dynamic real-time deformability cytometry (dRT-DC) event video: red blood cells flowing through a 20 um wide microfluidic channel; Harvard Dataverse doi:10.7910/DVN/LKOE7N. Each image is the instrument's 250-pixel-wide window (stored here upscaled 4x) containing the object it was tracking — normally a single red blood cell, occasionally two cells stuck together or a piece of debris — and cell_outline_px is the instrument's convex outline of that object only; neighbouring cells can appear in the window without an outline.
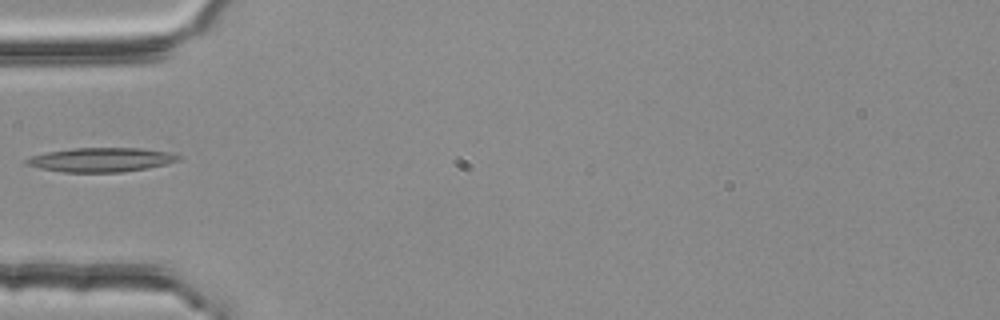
{"species": "common noctule bat (a hibernating species)", "species_latin": "Nyctalus noctula", "temperature_condition": "room temperature", "stored_images_in_passage": 32, "camera_frame_rate_fps": 3000, "um_per_image_px": 0.085, "animal": {"sex": "female", "body_mass_g": 25.1}, "frame": {"image": 1, "passage_image": 1, "time_ms": 0.0, "image_size_px": [1000, 320], "cell_outline_px": [[184, 156], [180, 160], [148, 168], [120, 172], [64, 172], [40, 168], [24, 164], [24, 160], [32, 156], [48, 152], [72, 148], [140, 148], [168, 152]], "centroid_in_image_um": [8.61, 13.58], "position_along_channel_um": 76.4, "area_um2": 21.33}}
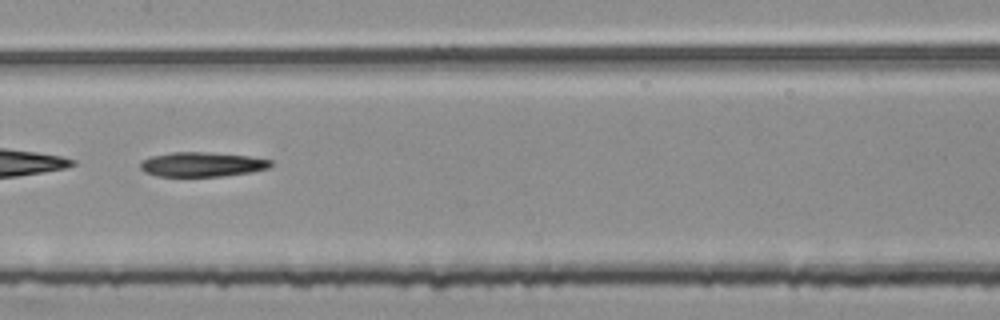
{"frame": {"image": 2, "passage_image": 10, "time_ms": 3.0, "image_size_px": [1000, 320], "cell_outline_px": [[272, 164], [268, 168], [252, 172], [224, 176], [156, 176], [144, 172], [140, 168], [140, 164], [144, 160], [152, 156], [172, 152], [208, 152], [252, 156], [272, 160]], "centroid_in_image_um": [17.2, 13.97], "position_along_channel_um": 190.2, "area_um2": 18.73}}
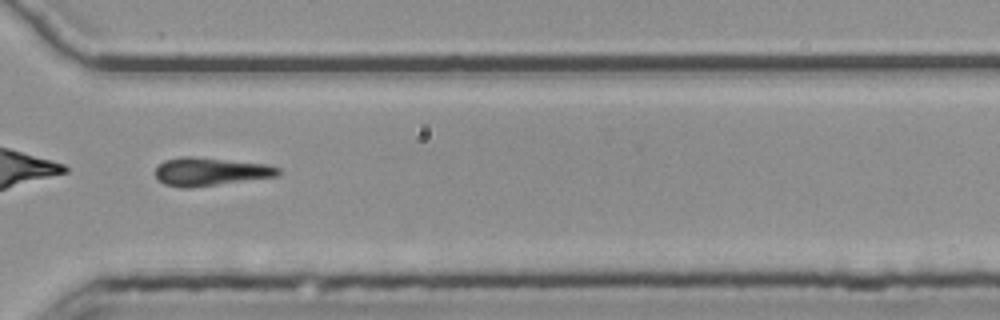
{"frame": {"image": 3, "passage_image": 23, "time_ms": 7.333, "image_size_px": [1000, 320], "cell_outline_px": [[280, 176], [192, 188], [180, 188], [164, 184], [156, 176], [156, 168], [164, 160], [180, 156], [192, 156], [268, 164], [280, 168]], "centroid_in_image_um": [17.9, 14.59], "position_along_channel_um": 352.7, "area_um2": 20.4}}